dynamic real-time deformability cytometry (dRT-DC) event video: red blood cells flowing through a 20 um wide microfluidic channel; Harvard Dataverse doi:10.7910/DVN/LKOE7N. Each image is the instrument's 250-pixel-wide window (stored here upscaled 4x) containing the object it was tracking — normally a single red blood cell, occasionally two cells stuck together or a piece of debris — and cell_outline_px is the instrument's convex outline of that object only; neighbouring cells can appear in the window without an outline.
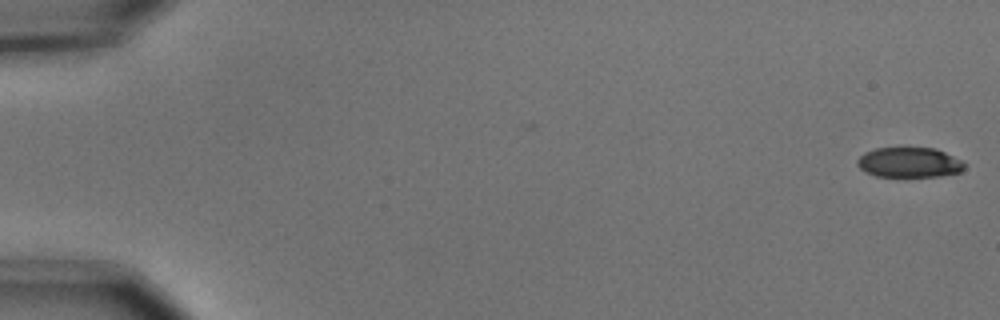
{"species": "common noctule bat (a hibernating species)", "species_latin": "Nyctalus noctula", "temperature_condition": "cold", "stored_images_in_passage": 55, "camera_frame_rate_fps": 3000, "um_per_image_px": 0.085, "animal": {"sex": "male", "body_mass_g": 15.6}, "frame": {"image": 1, "passage_image": 1, "time_ms": 0.0, "image_size_px": [1000, 320], "cell_outline_px": [[964, 168], [960, 172], [940, 176], [876, 176], [864, 172], [856, 164], [856, 160], [864, 152], [876, 148], [900, 144], [936, 148], [960, 160], [964, 164]], "centroid_in_image_um": [77.22, 13.75], "position_along_channel_um": 7.8, "area_um2": 19.54}}
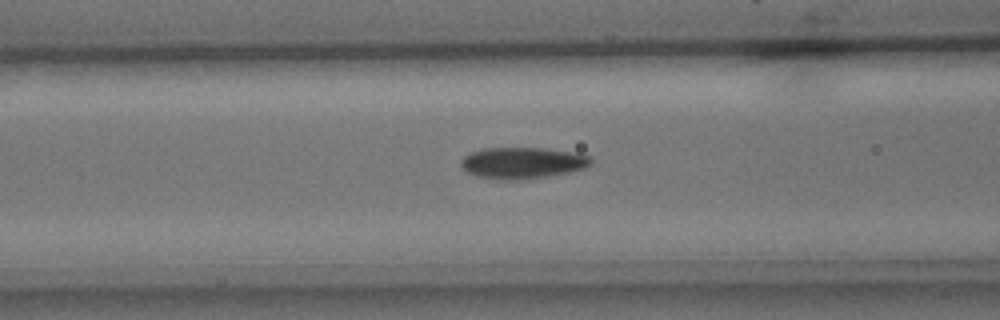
{"frame": {"image": 2, "passage_image": 23, "time_ms": 7.333, "image_size_px": [1000, 320], "cell_outline_px": [[592, 164], [588, 168], [568, 172], [520, 180], [496, 180], [480, 176], [468, 172], [460, 164], [460, 160], [464, 156], [472, 152], [484, 148], [544, 148], [576, 152], [588, 156], [592, 160]], "centroid_in_image_um": [44.44, 13.84], "position_along_channel_um": 122.2, "area_um2": 23.76}}
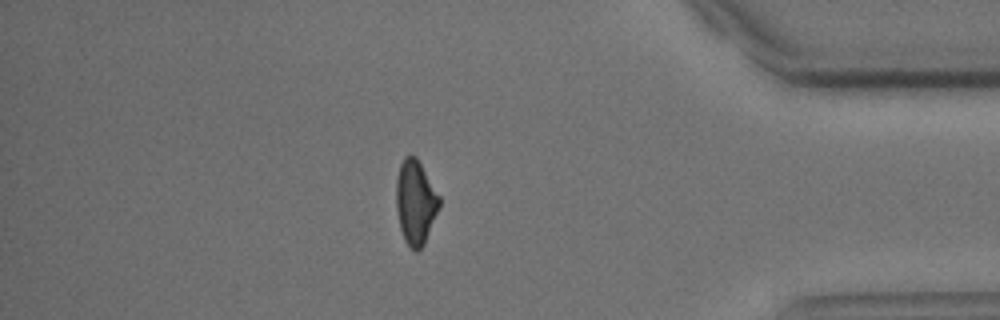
{"frame": {"image": 3, "passage_image": 48, "time_ms": 15.667, "image_size_px": [1000, 320], "cell_outline_px": [[440, 208], [424, 244], [416, 252], [404, 240], [400, 228], [396, 208], [396, 180], [400, 164], [404, 156], [412, 152], [416, 156], [440, 196]], "centroid_in_image_um": [35.32, 17.15], "position_along_channel_um": 399.9, "area_um2": 21.39}, "authors_computed_cell_mechanics": {"area_um2": 21.8484, "velocity_mm_per_s": 3.6897, "shape_relaxation_time_tau1_ms": 2.7013, "shape_relaxation_time_tau2_ms": 6.1369, "deformation_change_tau1": 0.1174, "deformation_change_tau2": 0.1072}}